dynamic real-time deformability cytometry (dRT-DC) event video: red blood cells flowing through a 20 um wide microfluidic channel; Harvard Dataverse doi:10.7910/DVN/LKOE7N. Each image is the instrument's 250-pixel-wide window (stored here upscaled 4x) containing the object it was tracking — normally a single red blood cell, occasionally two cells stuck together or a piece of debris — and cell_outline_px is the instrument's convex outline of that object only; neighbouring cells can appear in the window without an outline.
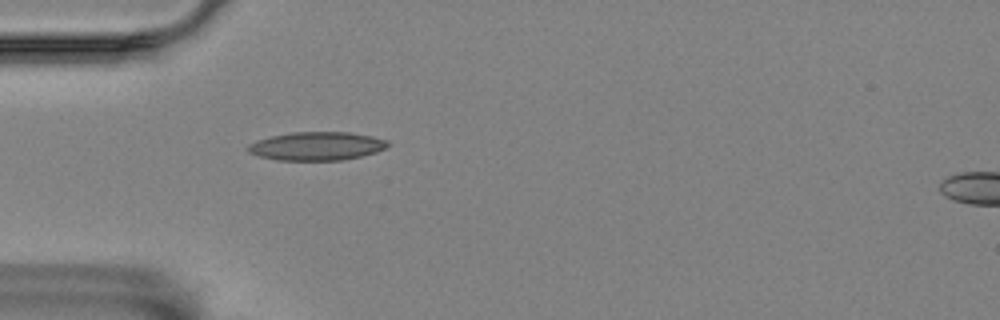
{"species": "Egyptian fruit bat (a non-hibernating species)", "species_latin": "Rousettus aegyptiacus", "temperature_condition": "room temperature", "stored_images_in_passage": 2, "segment_of_instrument_passage": [1, 2], "camera_frame_rate_fps": 3000, "um_per_image_px": 0.085, "animal": {"sex": "female"}, "frame": {"image": 1, "passage_image": 1, "time_ms": 0.0, "image_size_px": [1000, 320], "cell_outline_px": [[388, 144], [384, 148], [376, 152], [344, 160], [276, 160], [256, 156], [248, 152], [248, 144], [256, 140], [272, 136], [292, 132], [348, 132], [372, 136], [388, 140]], "centroid_in_image_um": [26.88, 12.42], "position_along_channel_um": 58.1, "area_um2": 23.18}}